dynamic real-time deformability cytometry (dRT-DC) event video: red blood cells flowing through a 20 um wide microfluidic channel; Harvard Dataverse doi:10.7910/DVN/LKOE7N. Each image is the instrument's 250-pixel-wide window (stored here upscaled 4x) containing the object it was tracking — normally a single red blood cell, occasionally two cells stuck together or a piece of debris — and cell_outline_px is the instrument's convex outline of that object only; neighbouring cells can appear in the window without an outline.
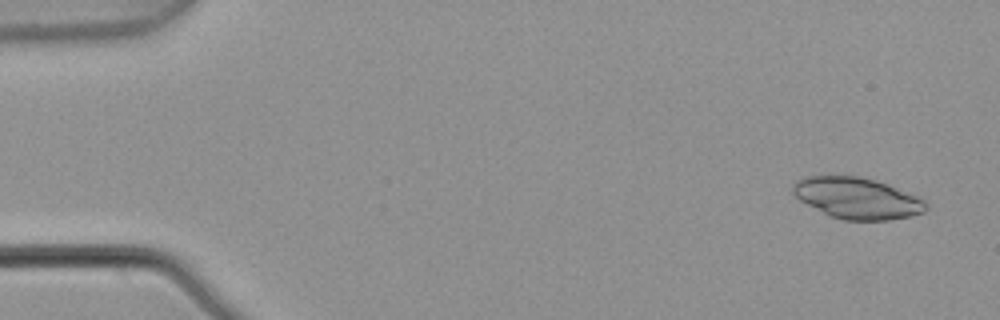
{"species": "common noctule bat (a hibernating species)", "species_latin": "Nyctalus noctula", "temperature_condition": "warm", "stored_images_in_passage": 6, "camera_frame_rate_fps": 3000, "um_per_image_px": 0.085, "animal": {"sex": "male", "body_mass_g": 21.5, "forearm_length_mm": 52.0}, "frame": {"image": 1, "passage_image": 1, "time_ms": 0.0, "image_size_px": [1000, 320], "cell_outline_px": [[928, 208], [924, 212], [912, 216], [888, 220], [844, 220], [832, 216], [800, 200], [792, 192], [792, 184], [796, 180], [804, 176], [860, 176], [888, 184], [916, 196], [924, 200], [928, 204]], "centroid_in_image_um": [72.87, 16.84], "position_along_channel_um": 12.1, "area_um2": 31.79}}